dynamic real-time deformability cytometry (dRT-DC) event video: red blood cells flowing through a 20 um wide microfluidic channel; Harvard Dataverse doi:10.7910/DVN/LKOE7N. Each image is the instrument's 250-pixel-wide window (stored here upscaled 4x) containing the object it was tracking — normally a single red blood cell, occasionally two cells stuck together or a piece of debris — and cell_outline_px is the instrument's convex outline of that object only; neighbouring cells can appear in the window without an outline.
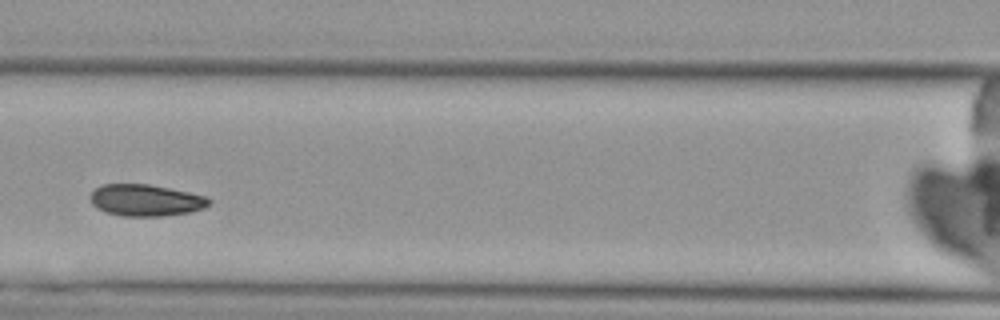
{"species": "Egyptian fruit bat (a non-hibernating species)", "species_latin": "Rousettus aegyptiacus", "temperature_condition": "cold", "stored_images_in_passage": 4, "camera_frame_rate_fps": 3000, "um_per_image_px": 0.085, "animal": {"sex": "female"}, "frame": {"image": 1, "passage_image": 3, "time_ms": 2.333, "image_size_px": [1000, 320], "cell_outline_px": [[212, 200], [204, 208], [188, 212], [164, 216], [124, 216], [104, 212], [96, 208], [92, 204], [92, 192], [96, 188], [104, 184], [148, 184], [208, 196]], "centroid_in_image_um": [12.4, 17.02], "position_along_channel_um": 154.2, "area_um2": 21.79}}
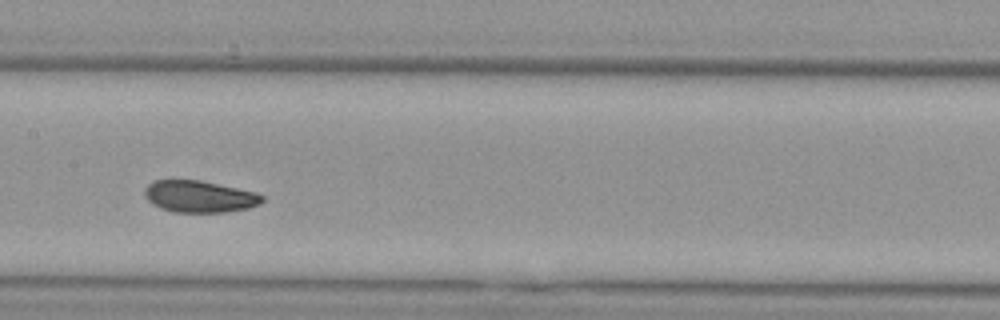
{"frame": {"image": 2, "passage_image": 4, "time_ms": 3.333, "image_size_px": [1000, 320], "cell_outline_px": [[264, 200], [260, 204], [248, 208], [224, 212], [172, 212], [160, 208], [152, 204], [144, 196], [144, 188], [148, 184], [156, 180], [200, 180], [256, 192], [264, 196]], "centroid_in_image_um": [16.94, 16.7], "position_along_channel_um": 190.5, "area_um2": 21.85}}